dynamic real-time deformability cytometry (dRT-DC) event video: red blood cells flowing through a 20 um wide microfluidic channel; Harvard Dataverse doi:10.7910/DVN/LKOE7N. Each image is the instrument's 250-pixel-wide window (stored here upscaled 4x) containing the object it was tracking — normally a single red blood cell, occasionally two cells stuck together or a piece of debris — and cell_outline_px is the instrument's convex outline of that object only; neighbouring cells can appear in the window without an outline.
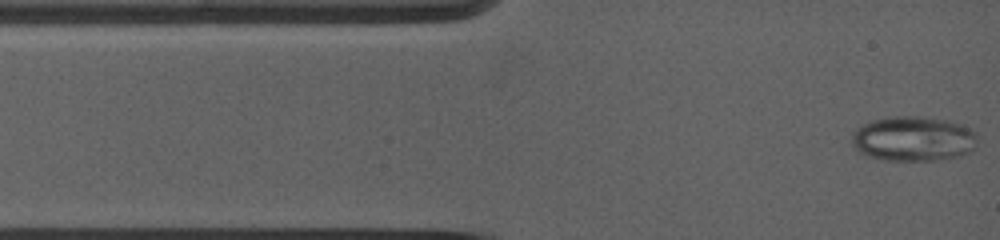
{"species": "common noctule bat (a hibernating species)", "species_latin": "Nyctalus noctula", "temperature_condition": "warm", "stored_images_in_passage": 72, "camera_frame_rate_fps": 5000, "um_per_image_px": 0.085, "animal": {"sex": "female", "body_mass_g": 19.0, "forearm_length_mm": 53.3}, "frame": {"image": 1, "passage_image": 1, "time_ms": 0.0, "image_size_px": [1000, 240], "cell_outline_px": [[976, 140], [972, 152], [960, 156], [940, 160], [884, 160], [868, 156], [860, 152], [852, 144], [852, 132], [856, 128], [872, 120], [888, 116], [920, 116], [948, 120], [960, 124], [976, 132]], "centroid_in_image_um": [77.63, 11.79], "position_along_channel_um": 7.4, "area_um2": 33.06}}
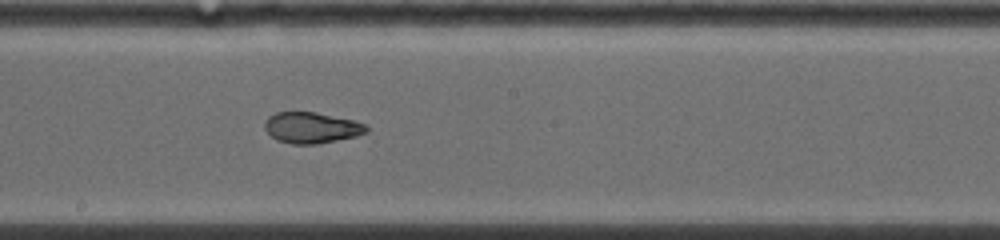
{"frame": {"image": 2, "passage_image": 30, "time_ms": 6.6, "image_size_px": [1000, 240], "cell_outline_px": [[368, 132], [356, 136], [316, 144], [292, 144], [276, 140], [264, 128], [264, 120], [268, 116], [276, 112], [316, 112], [352, 120], [368, 124]], "centroid_in_image_um": [26.47, 10.85], "position_along_channel_um": 221.7, "area_um2": 18.44}}
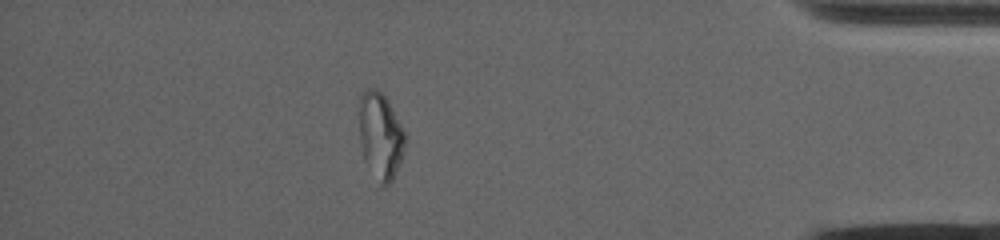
{"frame": {"image": 3, "passage_image": 55, "time_ms": 12.4, "image_size_px": [1000, 240], "cell_outline_px": [[404, 148], [400, 160], [392, 180], [384, 188], [380, 184], [364, 160], [360, 144], [360, 96], [368, 88], [376, 88], [388, 100], [404, 132]], "centroid_in_image_um": [32.32, 11.55], "position_along_channel_um": 402.9, "area_um2": 22.6}, "authors_computed_cell_mechanics": {"area_um2": 21.6461, "velocity_mm_per_s": 3.9347, "shape_relaxation_time_tau1_ms": null, "shape_relaxation_time_tau2_ms": 0.5791, "deformation_change_tau1": null, "deformation_change_tau2": 0.0591}}